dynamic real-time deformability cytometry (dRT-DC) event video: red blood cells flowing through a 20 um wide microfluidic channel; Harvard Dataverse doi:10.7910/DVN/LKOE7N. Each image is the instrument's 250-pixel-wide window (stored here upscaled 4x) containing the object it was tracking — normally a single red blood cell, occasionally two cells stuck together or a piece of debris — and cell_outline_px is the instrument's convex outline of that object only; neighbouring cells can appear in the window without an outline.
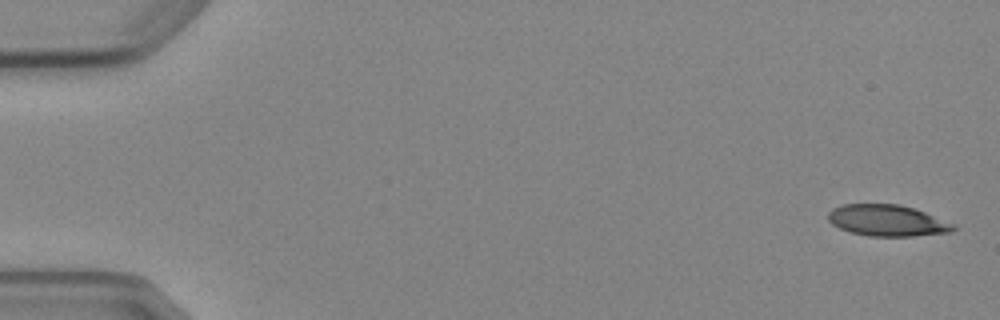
{"species": "Egyptian fruit bat (a non-hibernating species)", "species_latin": "Rousettus aegyptiacus", "temperature_condition": "cold", "stored_images_in_passage": 5, "camera_frame_rate_fps": 3000, "um_per_image_px": 0.085, "animal": {"sex": "female"}, "frame": {"image": 1, "passage_image": 1, "time_ms": 0.0, "image_size_px": [1000, 320], "cell_outline_px": [[956, 228], [952, 232], [912, 236], [868, 236], [852, 232], [840, 228], [832, 224], [828, 220], [828, 212], [832, 208], [840, 204], [900, 204], [924, 212], [956, 224]], "centroid_in_image_um": [75.41, 18.74], "position_along_channel_um": 9.6, "area_um2": 22.89}}
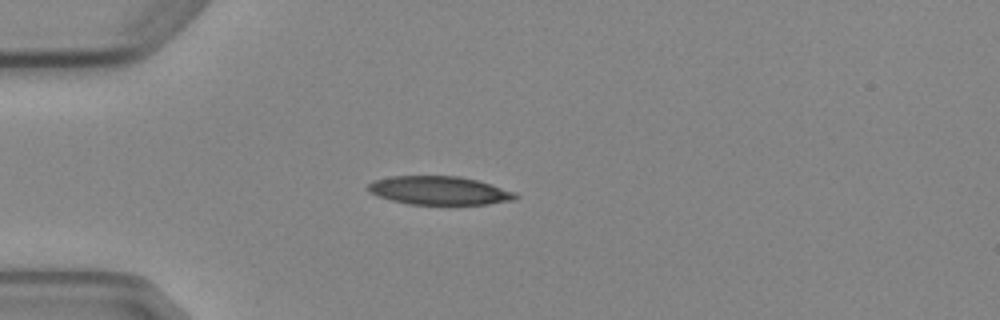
{"frame": {"image": 2, "passage_image": 4, "time_ms": 4.333, "image_size_px": [1000, 320], "cell_outline_px": [[520, 196], [516, 200], [488, 204], [408, 204], [376, 196], [368, 192], [368, 184], [372, 180], [392, 176], [460, 176], [492, 184], [516, 192]], "centroid_in_image_um": [37.35, 16.19], "position_along_channel_um": 47.6, "area_um2": 24.68}}